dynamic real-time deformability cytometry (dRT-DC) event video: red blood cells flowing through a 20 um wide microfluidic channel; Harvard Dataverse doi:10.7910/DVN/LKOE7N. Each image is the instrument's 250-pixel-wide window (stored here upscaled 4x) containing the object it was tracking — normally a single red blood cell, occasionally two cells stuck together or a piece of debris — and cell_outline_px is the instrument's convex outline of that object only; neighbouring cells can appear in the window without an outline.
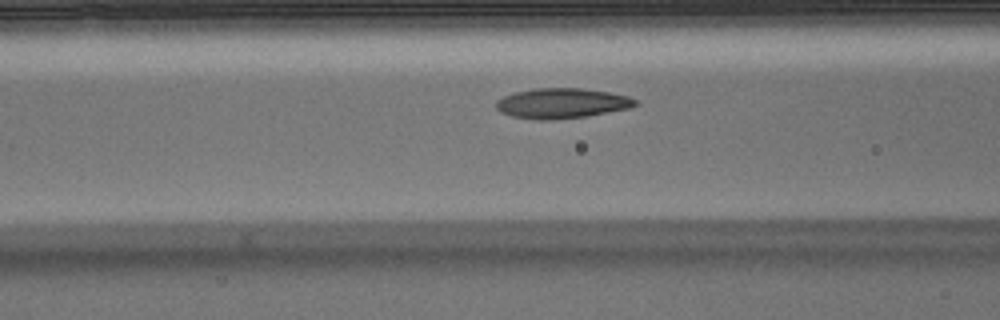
{"species": "Egyptian fruit bat (a non-hibernating species)", "species_latin": "Rousettus aegyptiacus", "temperature_condition": "warm", "stored_images_in_passage": 28, "camera_frame_rate_fps": 3000, "um_per_image_px": 0.085, "animal": {"sex": "male"}, "frame": {"image": 1, "passage_image": 5, "time_ms": 1.333, "image_size_px": [1000, 320], "cell_outline_px": [[640, 104], [632, 108], [584, 116], [552, 120], [536, 120], [512, 116], [500, 112], [496, 108], [496, 100], [512, 92], [532, 88], [584, 88], [608, 92], [628, 96], [636, 100]], "centroid_in_image_um": [47.74, 8.77], "position_along_channel_um": 118.9, "area_um2": 24.68}}
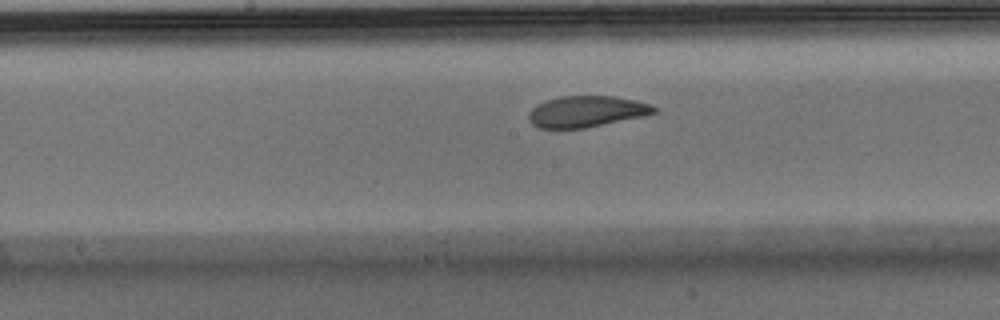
{"frame": {"image": 2, "passage_image": 11, "time_ms": 3.333, "image_size_px": [1000, 320], "cell_outline_px": [[656, 112], [644, 116], [584, 128], [540, 128], [532, 124], [528, 120], [528, 112], [536, 104], [560, 96], [612, 96], [636, 100], [652, 104], [656, 108]], "centroid_in_image_um": [49.84, 9.47], "position_along_channel_um": 198.4, "area_um2": 22.77}}
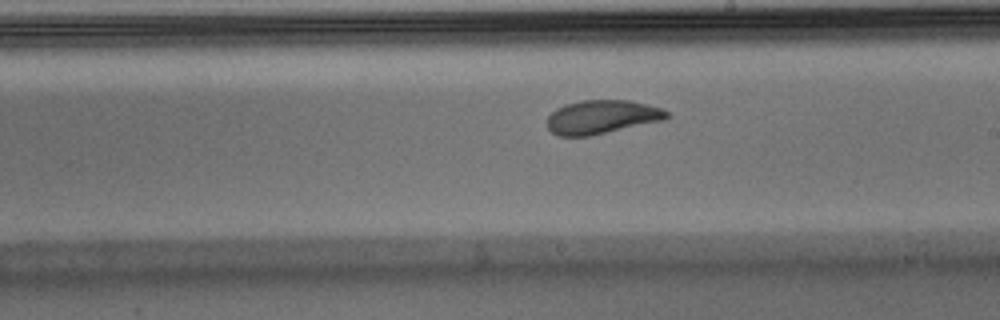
{"frame": {"image": 3, "passage_image": 14, "time_ms": 4.333, "image_size_px": [1000, 320], "cell_outline_px": [[668, 116], [664, 120], [588, 136], [560, 136], [552, 132], [548, 128], [548, 116], [556, 108], [564, 104], [580, 100], [628, 100], [648, 104], [664, 108], [668, 112]], "centroid_in_image_um": [51.16, 9.93], "position_along_channel_um": 237.8, "area_um2": 23.47}, "authors_computed_cell_mechanics": {"area_um2": 23.8136, "velocity_mm_per_s": 3.9644, "shape_relaxation_time_tau1_ms": 5.3384, "shape_relaxation_time_tau2_ms": 1.6582, "deformation_change_tau1": 0.167, "deformation_change_tau2": 0.079}}